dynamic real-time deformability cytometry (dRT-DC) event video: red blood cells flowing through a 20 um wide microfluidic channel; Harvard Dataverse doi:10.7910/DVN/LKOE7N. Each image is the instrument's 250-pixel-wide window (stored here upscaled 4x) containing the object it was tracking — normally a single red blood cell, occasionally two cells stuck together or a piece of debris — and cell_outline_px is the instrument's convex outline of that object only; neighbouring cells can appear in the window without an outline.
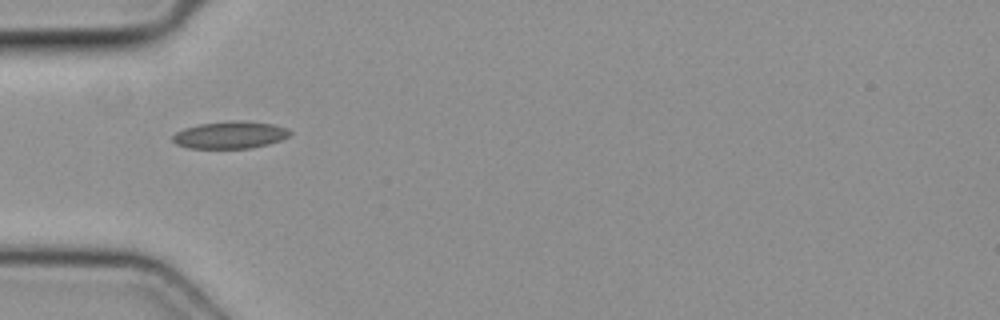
{"species": "common noctule bat (a hibernating species)", "species_latin": "Nyctalus noctula", "temperature_condition": "cold", "stored_images_in_passage": 1, "camera_frame_rate_fps": 3000, "um_per_image_px": 0.085, "animal": {"sex": "female", "body_mass_g": 19.3, "forearm_length_mm": 54.1}, "frame": {"image": 1, "passage_image": 1, "time_ms": 0.0, "image_size_px": [1000, 320], "cell_outline_px": [[292, 132], [288, 136], [280, 140], [268, 144], [252, 148], [188, 148], [176, 144], [172, 140], [172, 136], [176, 132], [184, 128], [200, 124], [232, 120], [240, 120], [272, 124], [288, 128]], "centroid_in_image_um": [19.55, 11.47], "position_along_channel_um": 65.4, "area_um2": 18.61}}